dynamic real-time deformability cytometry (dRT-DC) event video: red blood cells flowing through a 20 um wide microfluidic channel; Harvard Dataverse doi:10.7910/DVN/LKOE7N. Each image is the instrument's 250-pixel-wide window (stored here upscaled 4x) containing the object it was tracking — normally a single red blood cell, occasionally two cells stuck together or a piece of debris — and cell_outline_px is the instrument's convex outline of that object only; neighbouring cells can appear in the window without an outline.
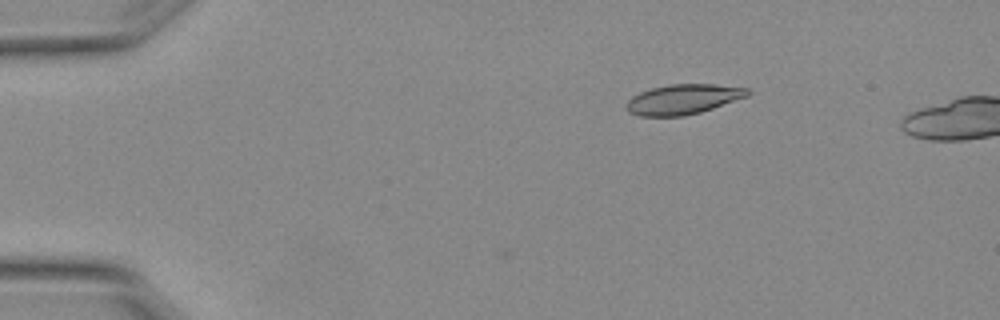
{"species": "Egyptian fruit bat (a non-hibernating species)", "species_latin": "Rousettus aegyptiacus", "temperature_condition": "warm", "stored_images_in_passage": 3, "camera_frame_rate_fps": 3000, "um_per_image_px": 0.085, "animal": {"sex": "female"}, "frame": {"image": 1, "passage_image": 3, "time_ms": 0.667, "image_size_px": [1000, 320], "cell_outline_px": [[752, 92], [748, 96], [700, 112], [684, 116], [640, 116], [628, 112], [624, 108], [624, 104], [632, 96], [640, 92], [652, 88], [668, 84], [716, 84], [748, 88]], "centroid_in_image_um": [58.04, 8.43], "position_along_channel_um": 27.0, "area_um2": 21.33}}